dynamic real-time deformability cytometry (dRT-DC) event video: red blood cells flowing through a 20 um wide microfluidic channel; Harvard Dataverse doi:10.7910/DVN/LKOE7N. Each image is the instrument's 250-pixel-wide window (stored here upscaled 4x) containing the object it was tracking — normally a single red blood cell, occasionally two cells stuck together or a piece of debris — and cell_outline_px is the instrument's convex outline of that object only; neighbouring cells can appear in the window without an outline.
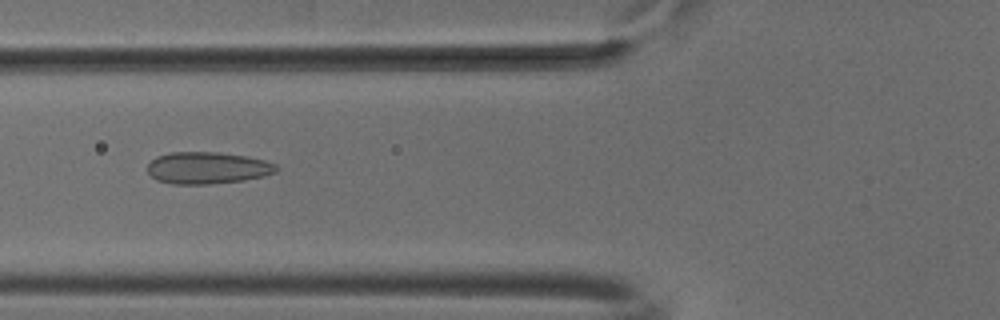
{"species": "common noctule bat (a hibernating species)", "species_latin": "Nyctalus noctula", "temperature_condition": "cold", "stored_images_in_passage": 52, "camera_frame_rate_fps": 3000, "um_per_image_px": 0.085, "animal": {"sex": "male", "body_mass_g": 18.8}, "frame": {"image": 1, "passage_image": 20, "time_ms": 6.333, "image_size_px": [1000, 320], "cell_outline_px": [[280, 168], [276, 172], [264, 176], [244, 180], [208, 184], [172, 184], [156, 180], [148, 172], [148, 164], [156, 156], [172, 152], [220, 152], [248, 156], [264, 160], [276, 164]], "centroid_in_image_um": [17.65, 14.27], "position_along_channel_um": 108.1, "area_um2": 24.1}}
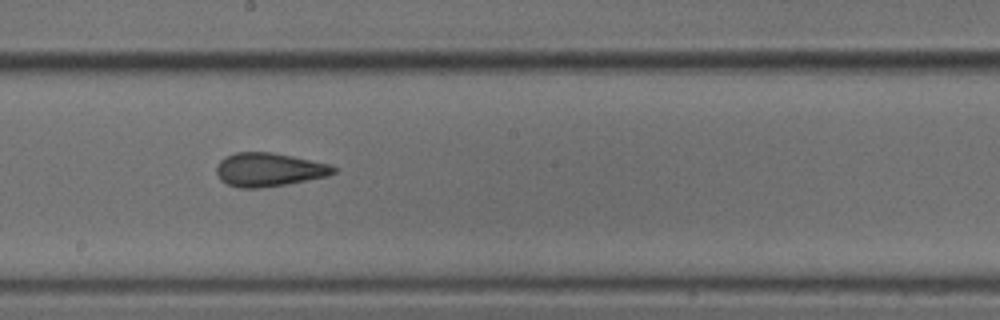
{"frame": {"image": 2, "passage_image": 29, "time_ms": 9.333, "image_size_px": [1000, 320], "cell_outline_px": [[336, 172], [328, 176], [288, 184], [260, 188], [240, 188], [228, 184], [220, 180], [216, 172], [216, 164], [224, 156], [236, 152], [272, 152], [292, 156], [328, 164], [336, 168]], "centroid_in_image_um": [22.82, 14.42], "position_along_channel_um": 225.4, "area_um2": 23.0}}
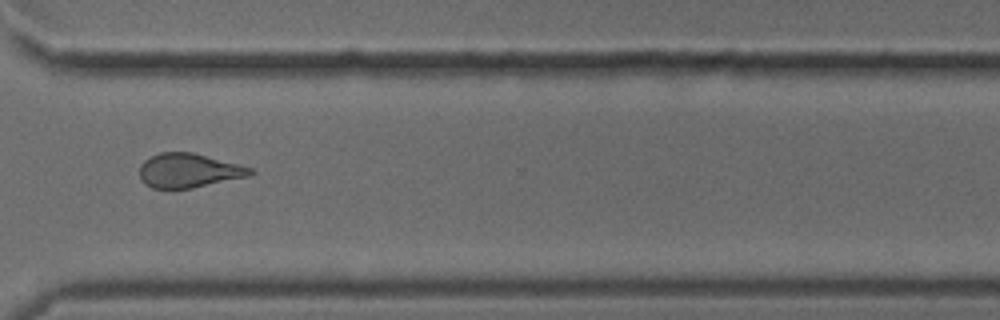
{"frame": {"image": 3, "passage_image": 39, "time_ms": 12.667, "image_size_px": [1000, 320], "cell_outline_px": [[256, 172], [248, 176], [192, 188], [172, 192], [152, 188], [144, 184], [140, 180], [140, 164], [144, 160], [160, 152], [192, 152], [252, 168]], "centroid_in_image_um": [15.97, 14.54], "position_along_channel_um": 354.6, "area_um2": 22.48}, "authors_computed_cell_mechanics": {"area_um2": 23.1489, "velocity_mm_per_s": 3.8915, "shape_relaxation_time_tau1_ms": null, "shape_relaxation_time_tau2_ms": 1.5493, "deformation_change_tau1": null, "deformation_change_tau2": 0.0815}}